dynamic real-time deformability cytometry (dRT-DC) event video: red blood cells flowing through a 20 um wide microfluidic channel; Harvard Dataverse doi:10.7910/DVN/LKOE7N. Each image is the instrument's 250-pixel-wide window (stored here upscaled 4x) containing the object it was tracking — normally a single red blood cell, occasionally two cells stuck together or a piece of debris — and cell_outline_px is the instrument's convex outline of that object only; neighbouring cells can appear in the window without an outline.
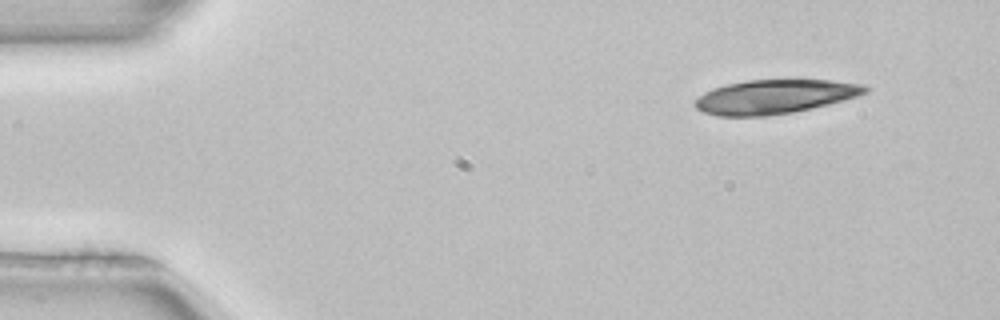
{"species": "common noctule bat (a hibernating species)", "species_latin": "Nyctalus noctula", "temperature_condition": "room temperature", "stored_images_in_passage": 46, "camera_frame_rate_fps": 3000, "um_per_image_px": 0.085, "animal": {"sex": "female", "body_mass_g": 22.7, "forearm_length_mm": 54.2}, "frame": {"image": 1, "passage_image": 1, "time_ms": 0.0, "image_size_px": [1000, 320], "cell_outline_px": [[872, 88], [868, 92], [860, 96], [812, 108], [792, 112], [764, 116], [716, 116], [704, 112], [696, 108], [692, 104], [704, 92], [712, 88], [744, 80], [832, 80], [860, 84]], "centroid_in_image_um": [65.86, 8.22], "position_along_channel_um": 19.1, "area_um2": 33.87}}
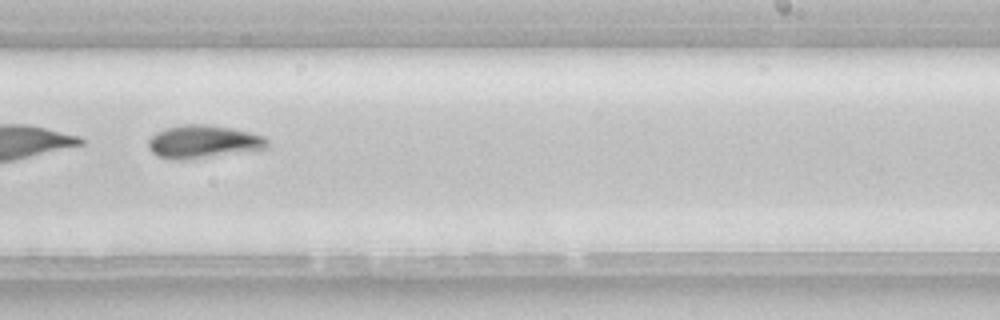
{"frame": {"image": 2, "passage_image": 28, "time_ms": 9.0, "image_size_px": [1000, 320], "cell_outline_px": [[268, 148], [192, 160], [172, 160], [156, 156], [148, 148], [148, 140], [156, 132], [164, 128], [184, 124], [204, 124], [232, 128], [264, 136], [268, 140]], "centroid_in_image_um": [17.25, 12.06], "position_along_channel_um": 271.8, "area_um2": 23.24}, "authors_computed_cell_mechanics": {"area_um2": 23.7269, "velocity_mm_per_s": 3.9577, "shape_relaxation_time_tau1_ms": 7.0733, "shape_relaxation_time_tau2_ms": null, "deformation_change_tau1": 0.1969, "deformation_change_tau2": null}}